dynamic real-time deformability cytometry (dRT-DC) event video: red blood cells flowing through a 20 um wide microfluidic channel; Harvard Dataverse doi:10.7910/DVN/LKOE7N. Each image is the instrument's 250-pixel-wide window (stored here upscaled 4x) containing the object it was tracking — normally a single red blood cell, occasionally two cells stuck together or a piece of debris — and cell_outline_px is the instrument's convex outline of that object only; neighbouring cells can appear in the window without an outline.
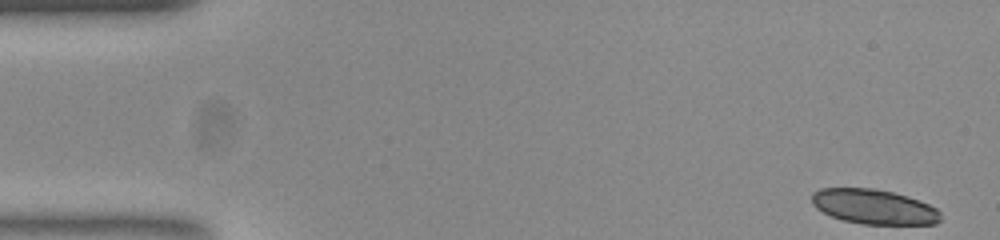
{"species": "common noctule bat (a hibernating species)", "species_latin": "Nyctalus noctula", "temperature_condition": "room temperature", "stored_images_in_passage": 36, "camera_frame_rate_fps": 3000, "um_per_image_px": 0.085, "animal": {"sex": "female", "body_mass_g": 23.0, "forearm_length_mm": 53.4}, "frame": {"image": 1, "passage_image": 1, "time_ms": 0.0, "image_size_px": [1000, 240], "cell_outline_px": [[940, 220], [936, 224], [864, 224], [844, 220], [832, 216], [816, 208], [812, 204], [812, 192], [820, 188], [876, 188], [908, 196], [928, 204], [936, 208], [940, 212]], "centroid_in_image_um": [74.28, 17.56], "position_along_channel_um": 10.7, "area_um2": 26.07}}
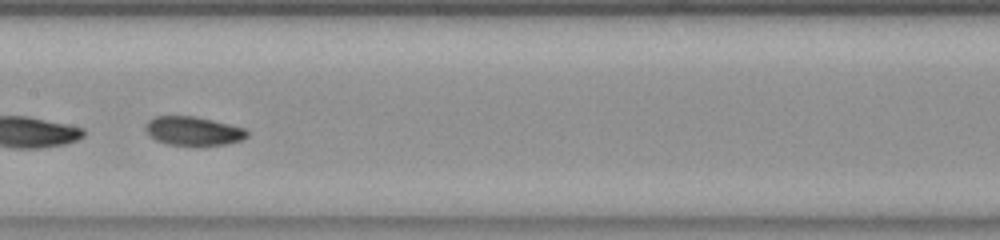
{"frame": {"image": 2, "passage_image": 26, "time_ms": 8.333, "image_size_px": [1000, 240], "cell_outline_px": [[248, 136], [240, 140], [224, 144], [200, 148], [196, 148], [168, 144], [156, 140], [144, 128], [148, 120], [156, 116], [192, 116], [212, 120], [244, 128], [248, 132]], "centroid_in_image_um": [16.42, 11.17], "position_along_channel_um": 191.0, "area_um2": 17.4}}